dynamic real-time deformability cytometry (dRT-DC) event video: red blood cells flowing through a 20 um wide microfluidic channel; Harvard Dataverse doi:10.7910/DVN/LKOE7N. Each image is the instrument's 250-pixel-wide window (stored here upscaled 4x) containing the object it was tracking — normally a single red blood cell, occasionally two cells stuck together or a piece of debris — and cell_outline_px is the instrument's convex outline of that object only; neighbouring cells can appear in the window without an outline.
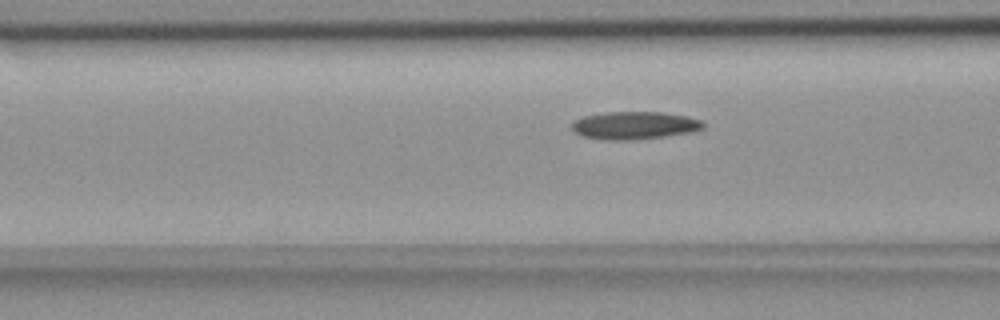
{"species": "common noctule bat (a hibernating species)", "species_latin": "Nyctalus noctula", "temperature_condition": "room temperature", "stored_images_in_passage": 55, "camera_frame_rate_fps": 3000, "um_per_image_px": 0.085, "animal": {"sex": "female", "body_mass_g": 18.4}, "frame": {"image": 1, "passage_image": 21, "time_ms": 6.667, "image_size_px": [1000, 320], "cell_outline_px": [[704, 128], [692, 132], [664, 136], [628, 140], [612, 140], [584, 136], [576, 132], [572, 128], [572, 124], [576, 120], [584, 116], [604, 112], [660, 112], [688, 116], [704, 120]], "centroid_in_image_um": [54.0, 10.64], "position_along_channel_um": 112.6, "area_um2": 21.04}}
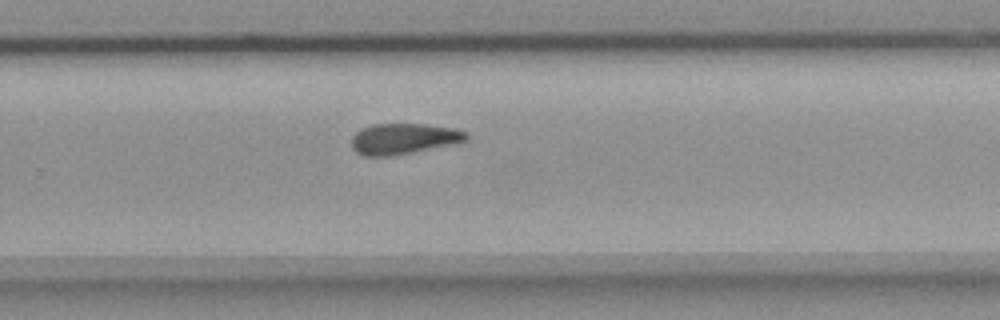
{"frame": {"image": 2, "passage_image": 36, "time_ms": 11.667, "image_size_px": [1000, 320], "cell_outline_px": [[468, 140], [456, 144], [412, 152], [388, 156], [364, 156], [356, 152], [352, 148], [352, 136], [360, 128], [372, 124], [424, 124], [452, 128], [468, 132]], "centroid_in_image_um": [34.31, 11.79], "position_along_channel_um": 295.5, "area_um2": 20.69}}
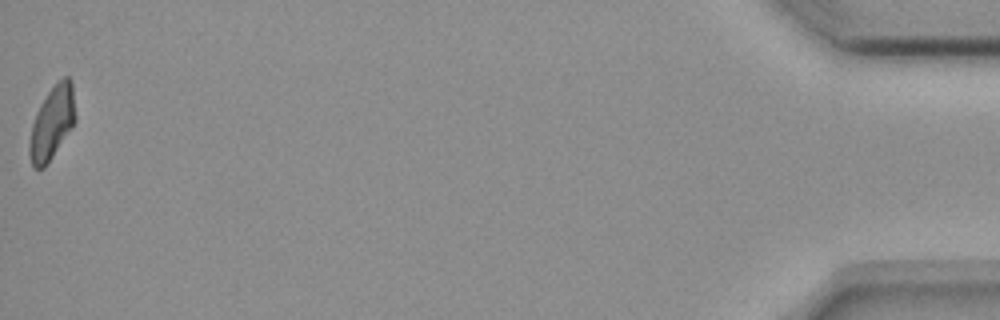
{"frame": {"image": 3, "passage_image": 55, "time_ms": 18.0, "image_size_px": [1000, 320], "cell_outline_px": [[76, 120], [48, 164], [44, 168], [32, 168], [28, 152], [28, 144], [32, 124], [36, 112], [40, 104], [48, 92], [64, 76], [68, 76], [72, 80], [76, 116]], "centroid_in_image_um": [4.41, 10.46], "position_along_channel_um": 430.8, "area_um2": 19.65}, "authors_computed_cell_mechanics": {"area_um2": 20.519, "velocity_mm_per_s": 3.6702, "shape_relaxation_time_tau1_ms": 8.0838, "shape_relaxation_time_tau2_ms": 5.6049, "deformation_change_tau1": 0.1636, "deformation_change_tau2": 0.1447}}